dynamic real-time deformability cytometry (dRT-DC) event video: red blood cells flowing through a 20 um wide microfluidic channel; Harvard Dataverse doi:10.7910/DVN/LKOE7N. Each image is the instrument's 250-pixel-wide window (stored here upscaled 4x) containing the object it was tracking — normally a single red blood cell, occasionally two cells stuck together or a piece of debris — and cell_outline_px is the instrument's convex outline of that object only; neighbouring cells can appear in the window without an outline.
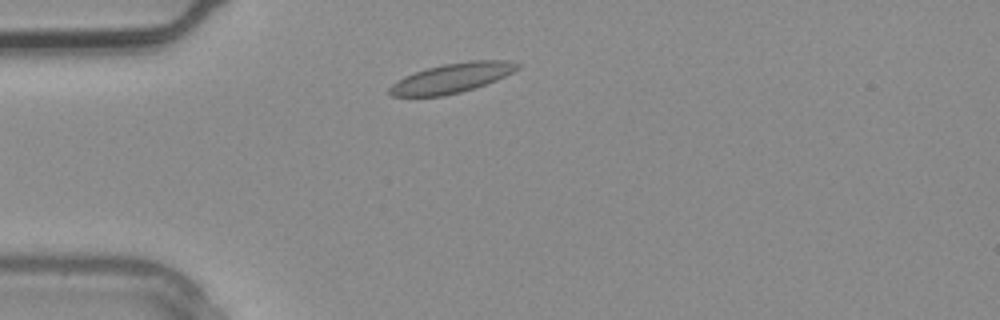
{"species": "common noctule bat (a hibernating species)", "species_latin": "Nyctalus noctula", "temperature_condition": "warm", "stored_images_in_passage": 1, "camera_frame_rate_fps": 3000, "um_per_image_px": 0.085, "animal": {"sex": "male", "body_mass_g": 20.4}, "frame": {"image": 1, "passage_image": 1, "time_ms": 0.0, "image_size_px": [1000, 320], "cell_outline_px": [[520, 68], [496, 80], [460, 92], [444, 96], [392, 96], [388, 92], [388, 88], [392, 84], [404, 76], [428, 68], [444, 64], [468, 60], [508, 60], [520, 64]], "centroid_in_image_um": [38.41, 6.62], "position_along_channel_um": 46.6, "area_um2": 21.85}}